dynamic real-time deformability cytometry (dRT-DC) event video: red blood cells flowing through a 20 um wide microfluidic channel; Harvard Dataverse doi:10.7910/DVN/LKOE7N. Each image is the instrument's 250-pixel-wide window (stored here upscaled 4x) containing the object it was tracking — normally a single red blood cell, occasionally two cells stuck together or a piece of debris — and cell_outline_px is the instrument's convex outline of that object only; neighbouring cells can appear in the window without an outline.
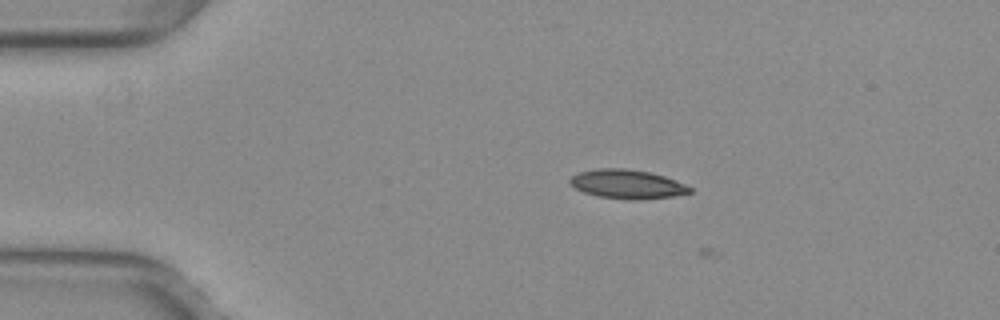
{"species": "common noctule bat (a hibernating species)", "species_latin": "Nyctalus noctula", "temperature_condition": "warm", "stored_images_in_passage": 4, "camera_frame_rate_fps": 3000, "um_per_image_px": 0.085, "animal": {"sex": "female", "body_mass_g": 29.2, "forearm_length_mm": 56.3}, "frame": {"image": 1, "passage_image": 3, "time_ms": 0.667, "image_size_px": [1000, 320], "cell_outline_px": [[692, 192], [672, 196], [640, 200], [632, 200], [596, 196], [584, 192], [576, 188], [568, 180], [572, 176], [580, 172], [596, 168], [628, 168], [648, 172], [664, 176], [684, 184], [692, 188]], "centroid_in_image_um": [53.3, 15.65], "position_along_channel_um": 31.7, "area_um2": 20.17}}